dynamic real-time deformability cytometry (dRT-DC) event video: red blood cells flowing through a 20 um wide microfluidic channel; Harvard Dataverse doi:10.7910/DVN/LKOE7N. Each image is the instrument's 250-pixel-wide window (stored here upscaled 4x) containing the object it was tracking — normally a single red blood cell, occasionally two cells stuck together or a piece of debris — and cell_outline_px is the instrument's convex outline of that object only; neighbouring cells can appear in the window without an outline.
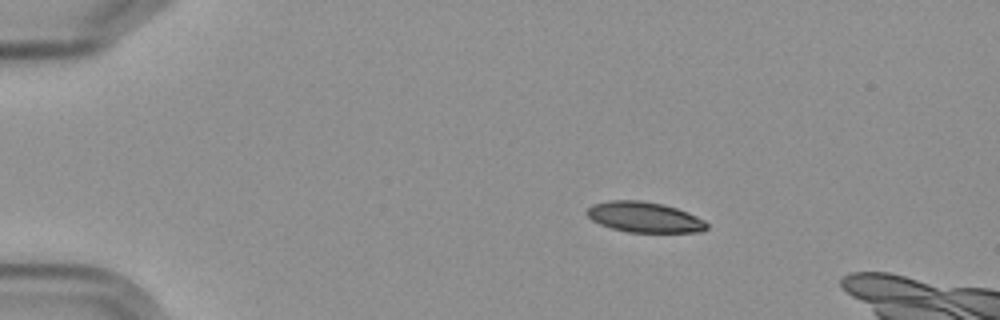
{"species": "Egyptian fruit bat (a non-hibernating species)", "species_latin": "Rousettus aegyptiacus", "temperature_condition": "cold", "stored_images_in_passage": 6, "camera_frame_rate_fps": 3000, "um_per_image_px": 0.085, "frame": {"image": 1, "passage_image": 3, "time_ms": 2.333, "image_size_px": [1000, 320], "cell_outline_px": [[708, 228], [700, 232], [628, 232], [612, 228], [600, 224], [592, 220], [584, 212], [592, 204], [608, 200], [640, 200], [664, 204], [688, 212], [704, 220], [708, 224]], "centroid_in_image_um": [54.76, 18.45], "position_along_channel_um": 30.2, "area_um2": 21.39}}